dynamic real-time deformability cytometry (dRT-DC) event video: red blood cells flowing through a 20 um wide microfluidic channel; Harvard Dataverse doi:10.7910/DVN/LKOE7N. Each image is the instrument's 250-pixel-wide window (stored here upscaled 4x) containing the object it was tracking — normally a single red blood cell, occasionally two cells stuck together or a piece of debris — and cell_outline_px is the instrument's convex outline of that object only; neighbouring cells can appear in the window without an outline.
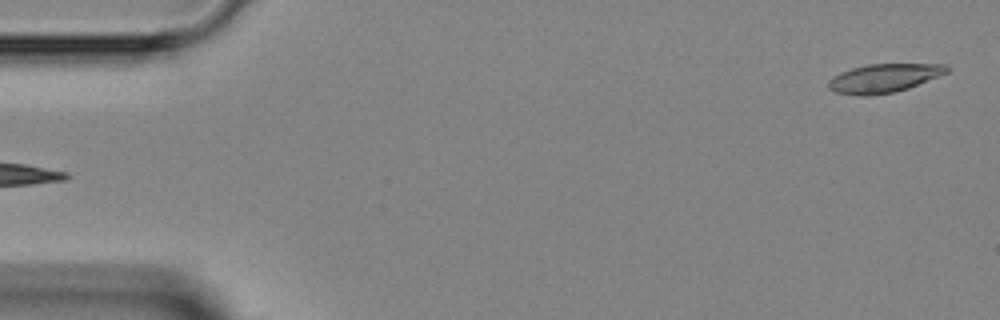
{"species": "Egyptian fruit bat (a non-hibernating species)", "species_latin": "Rousettus aegyptiacus", "temperature_condition": "room temperature", "stored_images_in_passage": 4, "camera_frame_rate_fps": 3000, "um_per_image_px": 0.085, "animal": {"sex": "female"}, "frame": {"image": 1, "passage_image": 4, "time_ms": 3.333, "image_size_px": [1000, 320], "cell_outline_px": [[948, 72], [940, 76], [908, 88], [892, 92], [868, 96], [860, 96], [836, 92], [828, 88], [828, 80], [832, 76], [840, 72], [852, 68], [868, 64], [948, 64]], "centroid_in_image_um": [75.11, 6.64], "position_along_channel_um": 9.9, "area_um2": 19.77}}